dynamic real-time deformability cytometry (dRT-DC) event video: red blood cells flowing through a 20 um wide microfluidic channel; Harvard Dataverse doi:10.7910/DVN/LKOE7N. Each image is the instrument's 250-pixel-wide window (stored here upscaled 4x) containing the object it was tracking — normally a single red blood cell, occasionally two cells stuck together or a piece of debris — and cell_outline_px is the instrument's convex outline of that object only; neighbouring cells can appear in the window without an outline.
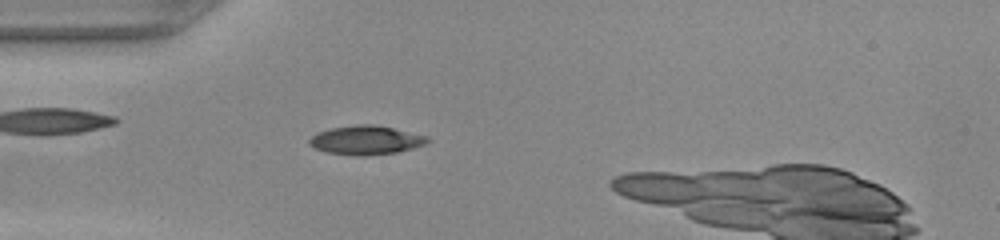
{"species": "common noctule bat (a hibernating species)", "species_latin": "Nyctalus noctula", "temperature_condition": "warm", "stored_images_in_passage": 31, "camera_frame_rate_fps": 3000, "um_per_image_px": 0.085, "animal": {"sex": "female", "body_mass_g": 22.0, "forearm_length_mm": 56.7}, "frame": {"image": 1, "passage_image": 2, "time_ms": 0.333, "image_size_px": [1000, 240], "cell_outline_px": [[432, 140], [424, 144], [412, 148], [396, 152], [364, 156], [356, 156], [328, 152], [316, 148], [308, 144], [308, 140], [316, 132], [332, 128], [360, 124], [372, 124], [392, 128], [428, 136]], "centroid_in_image_um": [31.1, 11.91], "position_along_channel_um": 53.9, "area_um2": 19.77}}
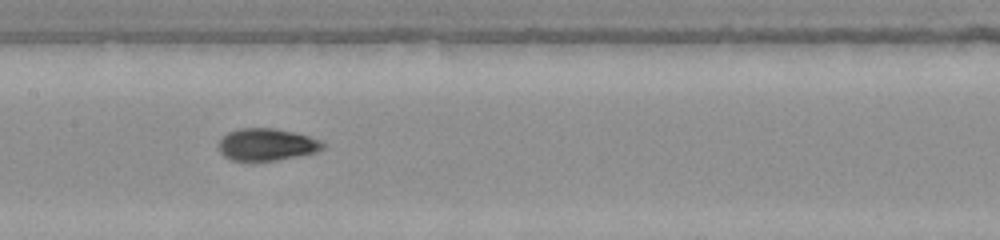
{"frame": {"image": 2, "passage_image": 12, "time_ms": 3.667, "image_size_px": [1000, 240], "cell_outline_px": [[324, 148], [316, 152], [276, 160], [232, 160], [224, 156], [220, 152], [216, 144], [228, 132], [240, 128], [272, 128], [292, 132], [308, 136], [320, 140], [324, 144]], "centroid_in_image_um": [22.64, 12.28], "position_along_channel_um": 184.8, "area_um2": 19.31}}
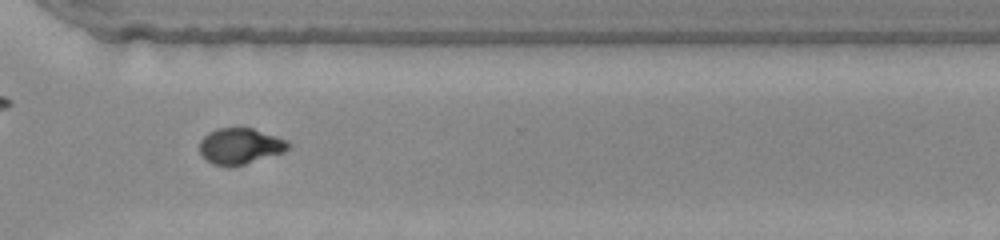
{"frame": {"image": 3, "passage_image": 24, "time_ms": 7.667, "image_size_px": [1000, 240], "cell_outline_px": [[292, 148], [284, 152], [244, 164], [228, 168], [212, 164], [200, 152], [200, 140], [208, 132], [216, 128], [252, 128], [288, 140], [292, 144]], "centroid_in_image_um": [20.44, 12.42], "position_along_channel_um": 350.2, "area_um2": 18.79}}